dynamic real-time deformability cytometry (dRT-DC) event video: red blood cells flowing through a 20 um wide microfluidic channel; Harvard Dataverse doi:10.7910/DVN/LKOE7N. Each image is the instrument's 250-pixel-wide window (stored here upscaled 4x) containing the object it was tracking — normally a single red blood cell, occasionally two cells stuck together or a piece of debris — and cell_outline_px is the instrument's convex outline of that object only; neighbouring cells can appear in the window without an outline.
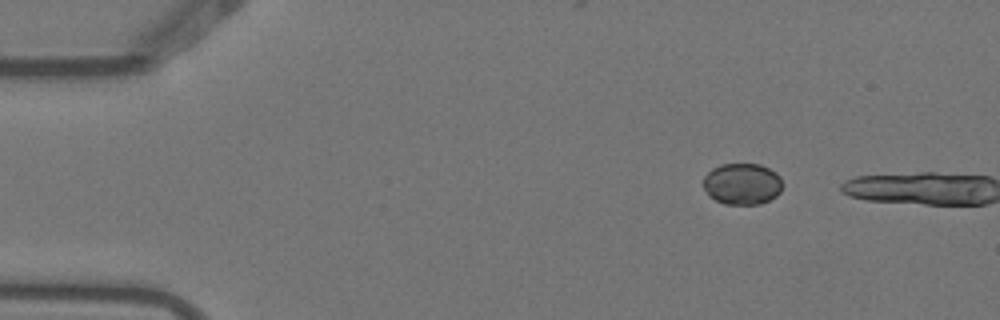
{"species": "Egyptian fruit bat (a non-hibernating species)", "species_latin": "Rousettus aegyptiacus", "temperature_condition": "warm", "stored_images_in_passage": 2, "camera_frame_rate_fps": 3000, "um_per_image_px": 0.085, "animal": {"sex": "female"}, "frame": {"image": 1, "passage_image": 1, "time_ms": 0.0, "image_size_px": [1000, 320], "cell_outline_px": [[784, 184], [780, 192], [776, 196], [760, 204], [724, 204], [708, 196], [704, 188], [704, 176], [712, 168], [720, 164], [760, 164], [776, 172], [780, 176]], "centroid_in_image_um": [63.1, 15.63], "position_along_channel_um": 21.9, "area_um2": 19.31}}